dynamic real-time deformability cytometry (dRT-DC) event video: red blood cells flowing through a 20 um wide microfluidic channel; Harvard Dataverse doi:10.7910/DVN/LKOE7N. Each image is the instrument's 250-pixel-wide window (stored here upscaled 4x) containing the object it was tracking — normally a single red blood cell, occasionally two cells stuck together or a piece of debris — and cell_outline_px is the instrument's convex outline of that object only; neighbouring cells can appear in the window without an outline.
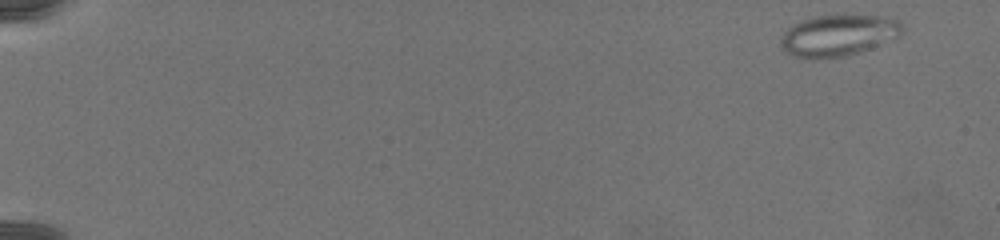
{"species": "common noctule bat (a hibernating species)", "species_latin": "Nyctalus noctula", "temperature_condition": "warm", "stored_images_in_passage": 73, "camera_frame_rate_fps": 3000, "um_per_image_px": 0.085, "animal": {"sex": "female", "body_mass_g": 19.5, "forearm_length_mm": 54.1}, "frame": {"image": 1, "passage_image": 3, "time_ms": 0.667, "image_size_px": [1000, 240], "cell_outline_px": [[904, 28], [896, 36], [868, 48], [844, 56], [792, 56], [780, 48], [780, 36], [788, 28], [804, 20], [816, 16], [880, 16], [900, 20]], "centroid_in_image_um": [71.21, 2.98], "position_along_channel_um": 13.8, "area_um2": 28.03}}
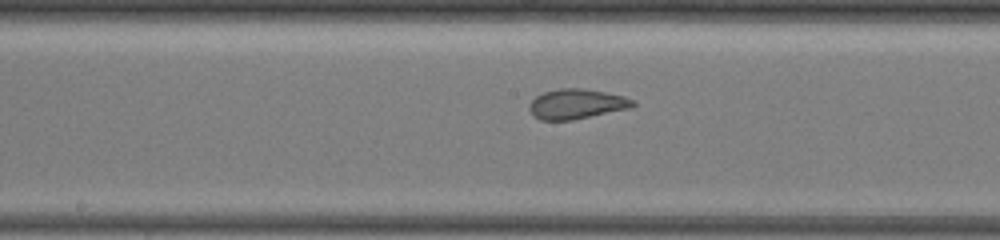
{"frame": {"image": 2, "passage_image": 41, "time_ms": 13.333, "image_size_px": [1000, 240], "cell_outline_px": [[636, 104], [632, 108], [572, 120], [540, 120], [528, 108], [528, 104], [536, 96], [544, 92], [560, 88], [580, 88], [604, 92], [624, 96], [632, 100]], "centroid_in_image_um": [49.01, 8.84], "position_along_channel_um": 199.2, "area_um2": 17.98}}
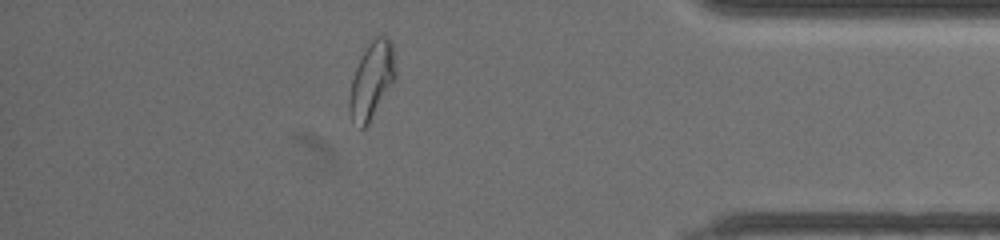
{"frame": {"image": 3, "passage_image": 65, "time_ms": 21.333, "image_size_px": [1000, 240], "cell_outline_px": [[396, 76], [368, 128], [360, 128], [352, 120], [348, 112], [348, 100], [352, 80], [356, 68], [368, 44], [376, 36], [388, 36], [392, 44], [396, 72]], "centroid_in_image_um": [31.59, 6.89], "position_along_channel_um": 403.6, "area_um2": 20.69}}